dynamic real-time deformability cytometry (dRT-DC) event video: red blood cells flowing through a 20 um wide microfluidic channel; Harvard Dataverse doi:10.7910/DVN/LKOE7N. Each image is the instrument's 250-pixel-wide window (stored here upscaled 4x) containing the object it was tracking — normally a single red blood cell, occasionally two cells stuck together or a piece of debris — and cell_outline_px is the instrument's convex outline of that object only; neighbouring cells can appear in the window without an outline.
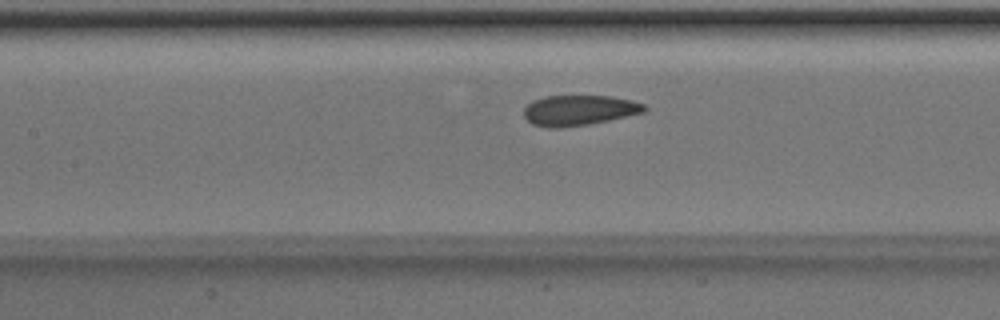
{"species": "Egyptian fruit bat (a non-hibernating species)", "species_latin": "Rousettus aegyptiacus", "temperature_condition": "room temperature", "stored_images_in_passage": 40, "camera_frame_rate_fps": 3000, "um_per_image_px": 0.085, "animal": {"sex": "male"}, "frame": {"image": 1, "passage_image": 15, "time_ms": 4.667, "image_size_px": [1000, 320], "cell_outline_px": [[648, 108], [644, 112], [608, 120], [588, 124], [560, 128], [548, 128], [532, 124], [524, 116], [524, 108], [532, 100], [544, 96], [608, 96], [632, 100], [644, 104]], "centroid_in_image_um": [49.19, 9.37], "position_along_channel_um": 158.2, "area_um2": 21.27}}
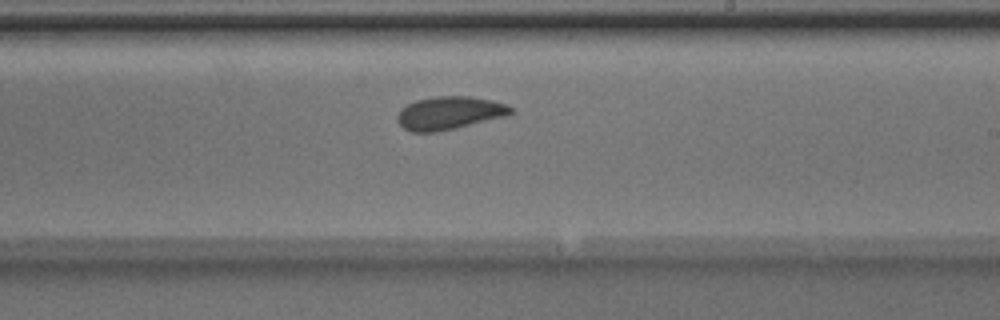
{"frame": {"image": 2, "passage_image": 22, "time_ms": 7.0, "image_size_px": [1000, 320], "cell_outline_px": [[512, 112], [508, 116], [456, 128], [436, 132], [412, 132], [404, 128], [396, 120], [396, 116], [400, 108], [416, 100], [436, 96], [468, 96], [492, 100], [508, 104], [512, 108]], "centroid_in_image_um": [38.2, 9.6], "position_along_channel_um": 250.8, "area_um2": 22.02}}
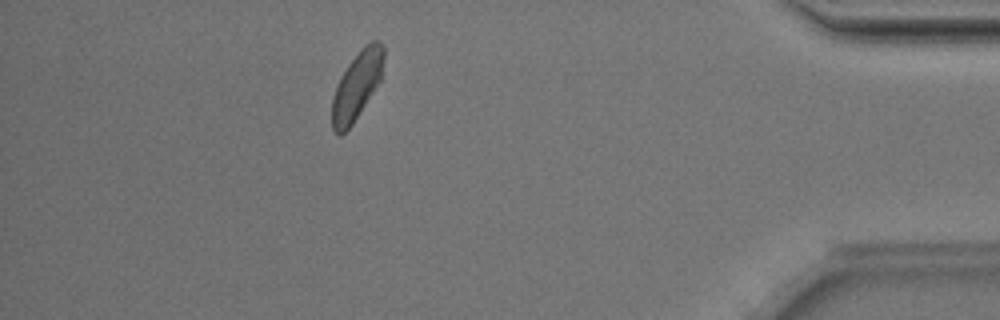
{"frame": {"image": 3, "passage_image": 37, "time_ms": 12.0, "image_size_px": [1000, 320], "cell_outline_px": [[384, 56], [380, 80], [352, 124], [340, 136], [332, 128], [332, 96], [336, 84], [340, 76], [348, 64], [372, 40], [380, 40], [384, 48]], "centroid_in_image_um": [30.31, 7.28], "position_along_channel_um": 404.9, "area_um2": 19.94}, "authors_computed_cell_mechanics": {"area_um2": 21.4438, "velocity_mm_per_s": 3.9969, "shape_relaxation_time_tau1_ms": 6.6989, "shape_relaxation_time_tau2_ms": 1.2899, "deformation_change_tau1": 0.1057, "deformation_change_tau2": 0.0565}}